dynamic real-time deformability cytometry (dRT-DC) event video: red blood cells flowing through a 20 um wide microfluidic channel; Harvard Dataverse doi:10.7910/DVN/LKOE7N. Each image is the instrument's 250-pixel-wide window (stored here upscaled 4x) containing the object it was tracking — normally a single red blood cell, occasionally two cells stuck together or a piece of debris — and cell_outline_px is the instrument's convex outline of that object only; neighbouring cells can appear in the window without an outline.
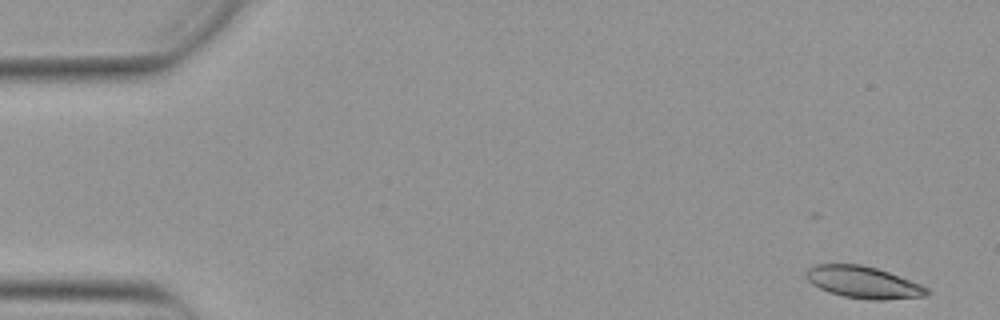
{"species": "Egyptian fruit bat (a non-hibernating species)", "species_latin": "Rousettus aegyptiacus", "temperature_condition": "warm", "stored_images_in_passage": 24, "camera_frame_rate_fps": 3000, "um_per_image_px": 0.085, "animal": {"sex": "female"}, "frame": {"image": 1, "passage_image": 2, "time_ms": 0.333, "image_size_px": [1000, 320], "cell_outline_px": [[932, 292], [928, 296], [884, 300], [872, 300], [844, 296], [828, 292], [812, 284], [804, 276], [804, 272], [812, 264], [860, 264], [876, 268], [888, 272], [920, 284], [928, 288]], "centroid_in_image_um": [73.37, 23.99], "position_along_channel_um": 11.6, "area_um2": 22.6}}
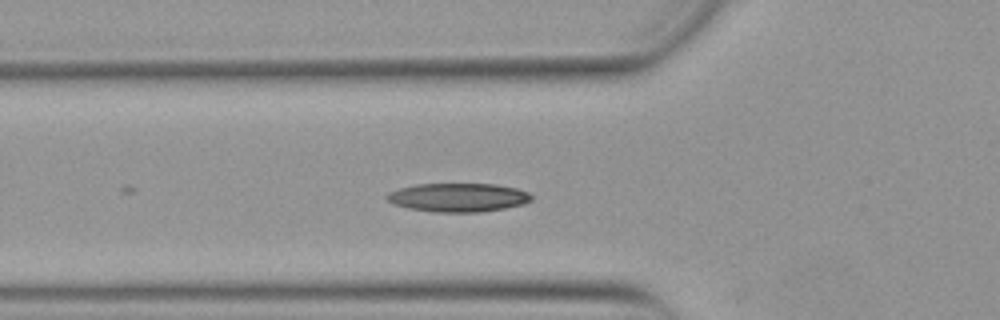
{"frame": {"image": 2, "passage_image": 18, "time_ms": 5.667, "image_size_px": [1000, 320], "cell_outline_px": [[532, 200], [524, 204], [504, 208], [480, 212], [432, 212], [408, 208], [392, 204], [384, 196], [388, 192], [400, 188], [416, 184], [496, 184], [516, 188], [528, 192], [532, 196]], "centroid_in_image_um": [38.92, 16.78], "position_along_channel_um": 86.9, "area_um2": 24.28}}
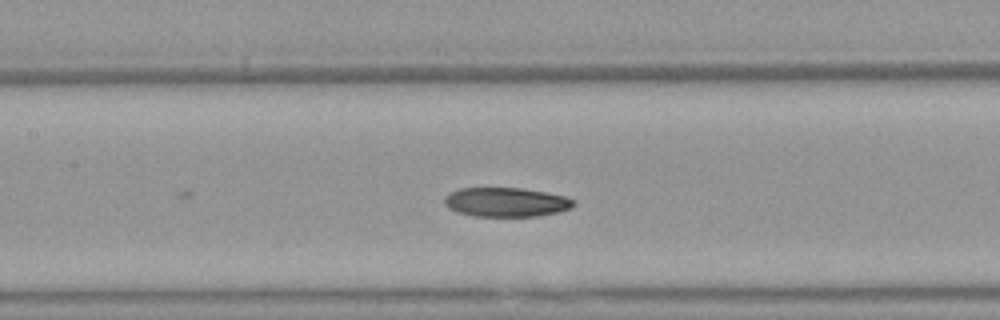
{"frame": {"image": 3, "passage_image": 24, "time_ms": 7.667, "image_size_px": [1000, 320], "cell_outline_px": [[576, 204], [572, 208], [556, 212], [536, 216], [472, 216], [456, 212], [448, 208], [444, 204], [444, 196], [460, 188], [520, 188], [544, 192], [564, 196], [576, 200]], "centroid_in_image_um": [43.0, 17.18], "position_along_channel_um": 164.4, "area_um2": 22.02}}